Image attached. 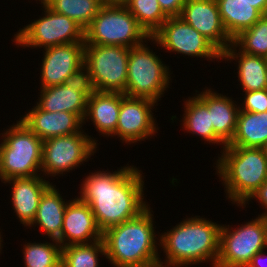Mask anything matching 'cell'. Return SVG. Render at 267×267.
<instances>
[{"mask_svg": "<svg viewBox=\"0 0 267 267\" xmlns=\"http://www.w3.org/2000/svg\"><path fill=\"white\" fill-rule=\"evenodd\" d=\"M261 218L265 224V229H266V233H267V212H265L264 214L261 215Z\"/></svg>", "mask_w": 267, "mask_h": 267, "instance_id": "39", "label": "cell"}, {"mask_svg": "<svg viewBox=\"0 0 267 267\" xmlns=\"http://www.w3.org/2000/svg\"><path fill=\"white\" fill-rule=\"evenodd\" d=\"M220 17L233 40L242 31L252 27L263 15L244 0H216Z\"/></svg>", "mask_w": 267, "mask_h": 267, "instance_id": "24", "label": "cell"}, {"mask_svg": "<svg viewBox=\"0 0 267 267\" xmlns=\"http://www.w3.org/2000/svg\"><path fill=\"white\" fill-rule=\"evenodd\" d=\"M124 5L150 37L168 18L157 0H127Z\"/></svg>", "mask_w": 267, "mask_h": 267, "instance_id": "28", "label": "cell"}, {"mask_svg": "<svg viewBox=\"0 0 267 267\" xmlns=\"http://www.w3.org/2000/svg\"><path fill=\"white\" fill-rule=\"evenodd\" d=\"M221 225L203 218H189L161 235L160 244L167 256L166 266H186L211 260L219 255Z\"/></svg>", "mask_w": 267, "mask_h": 267, "instance_id": "3", "label": "cell"}, {"mask_svg": "<svg viewBox=\"0 0 267 267\" xmlns=\"http://www.w3.org/2000/svg\"><path fill=\"white\" fill-rule=\"evenodd\" d=\"M231 46L222 53V59L227 58L229 60V58H240L238 61V78L242 83L244 91H259L267 89V58L263 56L250 55L242 51H240L239 54H236L234 50L236 47L233 43Z\"/></svg>", "mask_w": 267, "mask_h": 267, "instance_id": "23", "label": "cell"}, {"mask_svg": "<svg viewBox=\"0 0 267 267\" xmlns=\"http://www.w3.org/2000/svg\"><path fill=\"white\" fill-rule=\"evenodd\" d=\"M143 183L140 171L131 166L113 173H91L82 184L79 199L91 207L103 233L135 218L148 207L142 198Z\"/></svg>", "mask_w": 267, "mask_h": 267, "instance_id": "1", "label": "cell"}, {"mask_svg": "<svg viewBox=\"0 0 267 267\" xmlns=\"http://www.w3.org/2000/svg\"><path fill=\"white\" fill-rule=\"evenodd\" d=\"M243 108L240 111L261 113L267 111V89L245 92Z\"/></svg>", "mask_w": 267, "mask_h": 267, "instance_id": "32", "label": "cell"}, {"mask_svg": "<svg viewBox=\"0 0 267 267\" xmlns=\"http://www.w3.org/2000/svg\"><path fill=\"white\" fill-rule=\"evenodd\" d=\"M46 14L19 30L15 43L23 47L45 48L68 44L84 43V29L71 18L51 10L42 0Z\"/></svg>", "mask_w": 267, "mask_h": 267, "instance_id": "10", "label": "cell"}, {"mask_svg": "<svg viewBox=\"0 0 267 267\" xmlns=\"http://www.w3.org/2000/svg\"><path fill=\"white\" fill-rule=\"evenodd\" d=\"M251 198H257L259 202L267 208V180L251 195Z\"/></svg>", "mask_w": 267, "mask_h": 267, "instance_id": "34", "label": "cell"}, {"mask_svg": "<svg viewBox=\"0 0 267 267\" xmlns=\"http://www.w3.org/2000/svg\"><path fill=\"white\" fill-rule=\"evenodd\" d=\"M85 43H68L45 49L41 88L65 84L84 75Z\"/></svg>", "mask_w": 267, "mask_h": 267, "instance_id": "13", "label": "cell"}, {"mask_svg": "<svg viewBox=\"0 0 267 267\" xmlns=\"http://www.w3.org/2000/svg\"><path fill=\"white\" fill-rule=\"evenodd\" d=\"M105 255L103 240L62 247L61 267H98V254Z\"/></svg>", "mask_w": 267, "mask_h": 267, "instance_id": "29", "label": "cell"}, {"mask_svg": "<svg viewBox=\"0 0 267 267\" xmlns=\"http://www.w3.org/2000/svg\"><path fill=\"white\" fill-rule=\"evenodd\" d=\"M198 96L207 104L214 133L228 145L235 133L239 107H235L230 98L211 90H206Z\"/></svg>", "mask_w": 267, "mask_h": 267, "instance_id": "21", "label": "cell"}, {"mask_svg": "<svg viewBox=\"0 0 267 267\" xmlns=\"http://www.w3.org/2000/svg\"><path fill=\"white\" fill-rule=\"evenodd\" d=\"M155 101L148 98L131 97L121 93V107L115 135L121 140L134 143L152 136L156 132L151 114Z\"/></svg>", "mask_w": 267, "mask_h": 267, "instance_id": "14", "label": "cell"}, {"mask_svg": "<svg viewBox=\"0 0 267 267\" xmlns=\"http://www.w3.org/2000/svg\"><path fill=\"white\" fill-rule=\"evenodd\" d=\"M168 70L160 58L143 43L130 48L127 87L124 94L157 102L169 85Z\"/></svg>", "mask_w": 267, "mask_h": 267, "instance_id": "8", "label": "cell"}, {"mask_svg": "<svg viewBox=\"0 0 267 267\" xmlns=\"http://www.w3.org/2000/svg\"><path fill=\"white\" fill-rule=\"evenodd\" d=\"M4 134L0 144L2 181L38 176L36 172L41 169L43 141L21 120Z\"/></svg>", "mask_w": 267, "mask_h": 267, "instance_id": "6", "label": "cell"}, {"mask_svg": "<svg viewBox=\"0 0 267 267\" xmlns=\"http://www.w3.org/2000/svg\"><path fill=\"white\" fill-rule=\"evenodd\" d=\"M102 239L91 207L79 198L67 203L63 217L61 237L57 240L62 247L71 244H87ZM69 241V242H65ZM65 242V244H64Z\"/></svg>", "mask_w": 267, "mask_h": 267, "instance_id": "17", "label": "cell"}, {"mask_svg": "<svg viewBox=\"0 0 267 267\" xmlns=\"http://www.w3.org/2000/svg\"><path fill=\"white\" fill-rule=\"evenodd\" d=\"M127 0H103L105 4H124Z\"/></svg>", "mask_w": 267, "mask_h": 267, "instance_id": "38", "label": "cell"}, {"mask_svg": "<svg viewBox=\"0 0 267 267\" xmlns=\"http://www.w3.org/2000/svg\"><path fill=\"white\" fill-rule=\"evenodd\" d=\"M129 51L124 46L85 45L84 77L90 90L124 93Z\"/></svg>", "mask_w": 267, "mask_h": 267, "instance_id": "7", "label": "cell"}, {"mask_svg": "<svg viewBox=\"0 0 267 267\" xmlns=\"http://www.w3.org/2000/svg\"><path fill=\"white\" fill-rule=\"evenodd\" d=\"M60 193L50 185L42 194L34 223L53 240L57 241L61 237L63 217L67 203L62 200Z\"/></svg>", "mask_w": 267, "mask_h": 267, "instance_id": "22", "label": "cell"}, {"mask_svg": "<svg viewBox=\"0 0 267 267\" xmlns=\"http://www.w3.org/2000/svg\"><path fill=\"white\" fill-rule=\"evenodd\" d=\"M184 127L193 134H198L209 143L226 144L214 133L207 104L197 95L186 100Z\"/></svg>", "mask_w": 267, "mask_h": 267, "instance_id": "26", "label": "cell"}, {"mask_svg": "<svg viewBox=\"0 0 267 267\" xmlns=\"http://www.w3.org/2000/svg\"><path fill=\"white\" fill-rule=\"evenodd\" d=\"M256 8L262 15H267V0H244Z\"/></svg>", "mask_w": 267, "mask_h": 267, "instance_id": "35", "label": "cell"}, {"mask_svg": "<svg viewBox=\"0 0 267 267\" xmlns=\"http://www.w3.org/2000/svg\"><path fill=\"white\" fill-rule=\"evenodd\" d=\"M12 181V182H11ZM5 182L13 184L12 204L22 224L31 226L35 219L39 201L50 182L38 176L11 178Z\"/></svg>", "mask_w": 267, "mask_h": 267, "instance_id": "19", "label": "cell"}, {"mask_svg": "<svg viewBox=\"0 0 267 267\" xmlns=\"http://www.w3.org/2000/svg\"><path fill=\"white\" fill-rule=\"evenodd\" d=\"M120 107L121 93L90 90L84 120L90 116L89 119L92 118L101 134L113 135L118 124Z\"/></svg>", "mask_w": 267, "mask_h": 267, "instance_id": "20", "label": "cell"}, {"mask_svg": "<svg viewBox=\"0 0 267 267\" xmlns=\"http://www.w3.org/2000/svg\"><path fill=\"white\" fill-rule=\"evenodd\" d=\"M40 1V0H39ZM51 10L71 18L84 30L90 25L103 0H42Z\"/></svg>", "mask_w": 267, "mask_h": 267, "instance_id": "27", "label": "cell"}, {"mask_svg": "<svg viewBox=\"0 0 267 267\" xmlns=\"http://www.w3.org/2000/svg\"><path fill=\"white\" fill-rule=\"evenodd\" d=\"M149 39L177 53L222 59V52L180 16L168 17Z\"/></svg>", "mask_w": 267, "mask_h": 267, "instance_id": "12", "label": "cell"}, {"mask_svg": "<svg viewBox=\"0 0 267 267\" xmlns=\"http://www.w3.org/2000/svg\"><path fill=\"white\" fill-rule=\"evenodd\" d=\"M262 254H264L263 250L261 252L256 253L246 267H259L258 265L260 262L258 261H261L260 259L263 256Z\"/></svg>", "mask_w": 267, "mask_h": 267, "instance_id": "36", "label": "cell"}, {"mask_svg": "<svg viewBox=\"0 0 267 267\" xmlns=\"http://www.w3.org/2000/svg\"><path fill=\"white\" fill-rule=\"evenodd\" d=\"M217 161L228 198L244 205L267 180V157L262 148L225 146Z\"/></svg>", "mask_w": 267, "mask_h": 267, "instance_id": "4", "label": "cell"}, {"mask_svg": "<svg viewBox=\"0 0 267 267\" xmlns=\"http://www.w3.org/2000/svg\"><path fill=\"white\" fill-rule=\"evenodd\" d=\"M265 248L267 233L261 216L232 232L221 226L215 267H246L252 257Z\"/></svg>", "mask_w": 267, "mask_h": 267, "instance_id": "9", "label": "cell"}, {"mask_svg": "<svg viewBox=\"0 0 267 267\" xmlns=\"http://www.w3.org/2000/svg\"><path fill=\"white\" fill-rule=\"evenodd\" d=\"M89 92V84L83 75L65 84L42 88L37 106L48 112L74 113L84 122Z\"/></svg>", "mask_w": 267, "mask_h": 267, "instance_id": "16", "label": "cell"}, {"mask_svg": "<svg viewBox=\"0 0 267 267\" xmlns=\"http://www.w3.org/2000/svg\"><path fill=\"white\" fill-rule=\"evenodd\" d=\"M262 149H263V151H264V153H265V155H266V157H267V141H266V143L264 144V146L262 147Z\"/></svg>", "mask_w": 267, "mask_h": 267, "instance_id": "40", "label": "cell"}, {"mask_svg": "<svg viewBox=\"0 0 267 267\" xmlns=\"http://www.w3.org/2000/svg\"><path fill=\"white\" fill-rule=\"evenodd\" d=\"M267 141V111L238 113L235 133L226 146L262 148Z\"/></svg>", "mask_w": 267, "mask_h": 267, "instance_id": "25", "label": "cell"}, {"mask_svg": "<svg viewBox=\"0 0 267 267\" xmlns=\"http://www.w3.org/2000/svg\"><path fill=\"white\" fill-rule=\"evenodd\" d=\"M149 207L133 219L102 233L105 256L115 267L141 266L159 261Z\"/></svg>", "mask_w": 267, "mask_h": 267, "instance_id": "2", "label": "cell"}, {"mask_svg": "<svg viewBox=\"0 0 267 267\" xmlns=\"http://www.w3.org/2000/svg\"><path fill=\"white\" fill-rule=\"evenodd\" d=\"M180 17L222 53L233 42L224 28L216 0H186Z\"/></svg>", "mask_w": 267, "mask_h": 267, "instance_id": "15", "label": "cell"}, {"mask_svg": "<svg viewBox=\"0 0 267 267\" xmlns=\"http://www.w3.org/2000/svg\"><path fill=\"white\" fill-rule=\"evenodd\" d=\"M162 264H164L162 261H156V262H151L146 265H141V266H130V267H165Z\"/></svg>", "mask_w": 267, "mask_h": 267, "instance_id": "37", "label": "cell"}, {"mask_svg": "<svg viewBox=\"0 0 267 267\" xmlns=\"http://www.w3.org/2000/svg\"><path fill=\"white\" fill-rule=\"evenodd\" d=\"M239 51L267 58V15H263L252 27L242 31L232 42Z\"/></svg>", "mask_w": 267, "mask_h": 267, "instance_id": "30", "label": "cell"}, {"mask_svg": "<svg viewBox=\"0 0 267 267\" xmlns=\"http://www.w3.org/2000/svg\"><path fill=\"white\" fill-rule=\"evenodd\" d=\"M55 243H27L23 253L25 266L61 267L62 246L58 241Z\"/></svg>", "mask_w": 267, "mask_h": 267, "instance_id": "31", "label": "cell"}, {"mask_svg": "<svg viewBox=\"0 0 267 267\" xmlns=\"http://www.w3.org/2000/svg\"><path fill=\"white\" fill-rule=\"evenodd\" d=\"M42 141L47 139L76 134L83 121L74 113L65 111L48 112L37 105L20 119Z\"/></svg>", "mask_w": 267, "mask_h": 267, "instance_id": "18", "label": "cell"}, {"mask_svg": "<svg viewBox=\"0 0 267 267\" xmlns=\"http://www.w3.org/2000/svg\"><path fill=\"white\" fill-rule=\"evenodd\" d=\"M82 133L80 131L43 141L41 171L56 176L72 170L91 157L97 144Z\"/></svg>", "mask_w": 267, "mask_h": 267, "instance_id": "11", "label": "cell"}, {"mask_svg": "<svg viewBox=\"0 0 267 267\" xmlns=\"http://www.w3.org/2000/svg\"><path fill=\"white\" fill-rule=\"evenodd\" d=\"M168 17L180 16L186 0H157Z\"/></svg>", "mask_w": 267, "mask_h": 267, "instance_id": "33", "label": "cell"}, {"mask_svg": "<svg viewBox=\"0 0 267 267\" xmlns=\"http://www.w3.org/2000/svg\"><path fill=\"white\" fill-rule=\"evenodd\" d=\"M150 38L124 4H104L84 30L85 45L132 48Z\"/></svg>", "mask_w": 267, "mask_h": 267, "instance_id": "5", "label": "cell"}]
</instances>
